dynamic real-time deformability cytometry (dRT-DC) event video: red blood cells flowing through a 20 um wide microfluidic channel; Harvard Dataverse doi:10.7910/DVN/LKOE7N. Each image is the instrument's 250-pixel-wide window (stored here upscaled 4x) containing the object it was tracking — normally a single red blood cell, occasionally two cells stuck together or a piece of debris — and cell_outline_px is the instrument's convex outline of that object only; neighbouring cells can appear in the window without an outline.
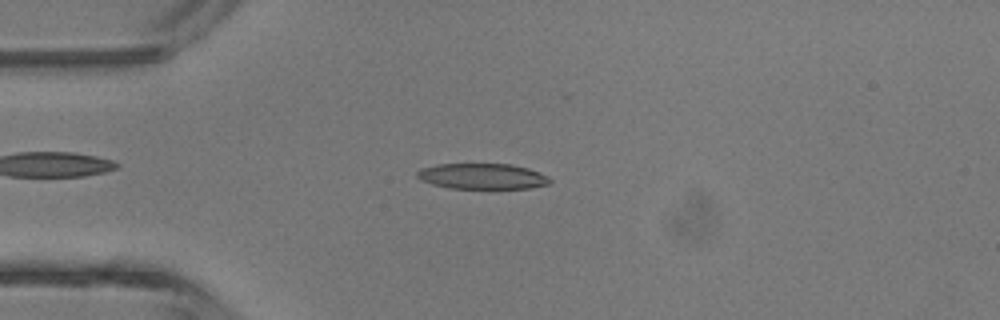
{"species": "common noctule bat (a hibernating species)", "species_latin": "Nyctalus noctula", "temperature_condition": "room temperature", "stored_images_in_passage": 3, "camera_frame_rate_fps": 3000, "um_per_image_px": 0.085, "animal": {"sex": "male", "body_mass_g": 13.3}, "frame": {"image": 1, "passage_image": 2, "time_ms": 1.667, "image_size_px": [1000, 320], "cell_outline_px": [[552, 180], [548, 184], [528, 188], [448, 188], [432, 184], [420, 180], [416, 176], [416, 172], [420, 168], [436, 164], [512, 164], [528, 168], [548, 176]], "centroid_in_image_um": [40.96, 14.98], "position_along_channel_um": 44.0, "area_um2": 19.88}}